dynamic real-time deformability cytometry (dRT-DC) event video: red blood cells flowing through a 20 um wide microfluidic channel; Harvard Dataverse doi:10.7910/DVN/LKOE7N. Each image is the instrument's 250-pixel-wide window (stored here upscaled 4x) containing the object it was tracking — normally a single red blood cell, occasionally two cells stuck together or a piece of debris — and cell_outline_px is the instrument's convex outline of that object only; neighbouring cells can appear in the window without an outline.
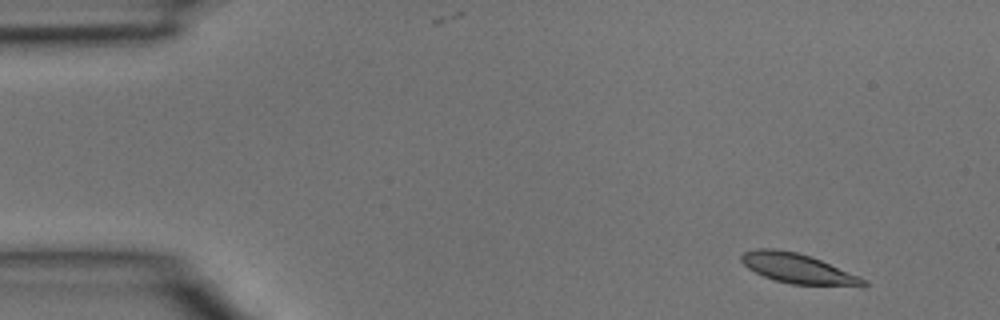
{"species": "common noctule bat (a hibernating species)", "species_latin": "Nyctalus noctula", "temperature_condition": "room temperature", "stored_images_in_passage": 4, "camera_frame_rate_fps": 3000, "um_per_image_px": 0.085, "animal": {"sex": "male", "body_mass_g": 15.6}, "frame": {"image": 1, "passage_image": 1, "time_ms": 0.0, "image_size_px": [1000, 320], "cell_outline_px": [[872, 284], [864, 288], [792, 284], [776, 280], [764, 276], [748, 268], [740, 260], [740, 256], [744, 252], [756, 248], [776, 248], [796, 252], [812, 256], [860, 276], [868, 280]], "centroid_in_image_um": [67.96, 22.85], "position_along_channel_um": 17.0, "area_um2": 21.91}}
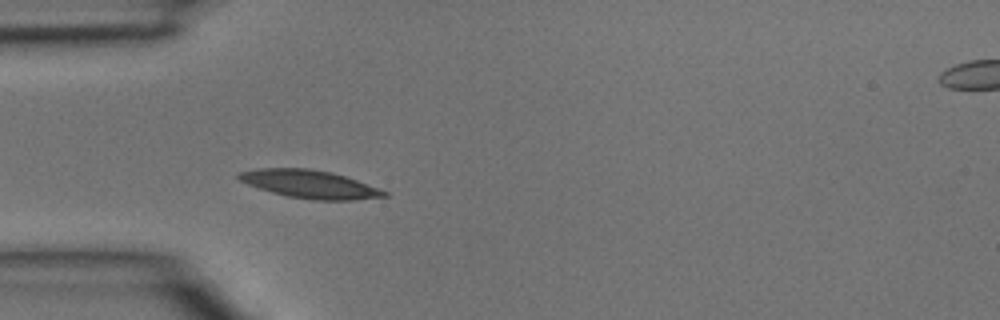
{"frame": {"image": 2, "passage_image": 3, "time_ms": 0.667, "image_size_px": [1000, 320], "cell_outline_px": [[388, 196], [352, 200], [312, 200], [288, 196], [272, 192], [248, 184], [240, 180], [236, 176], [240, 172], [256, 168], [308, 168], [332, 172], [356, 180], [388, 192]], "centroid_in_image_um": [26.32, 15.65], "position_along_channel_um": 58.7, "area_um2": 23.52}}